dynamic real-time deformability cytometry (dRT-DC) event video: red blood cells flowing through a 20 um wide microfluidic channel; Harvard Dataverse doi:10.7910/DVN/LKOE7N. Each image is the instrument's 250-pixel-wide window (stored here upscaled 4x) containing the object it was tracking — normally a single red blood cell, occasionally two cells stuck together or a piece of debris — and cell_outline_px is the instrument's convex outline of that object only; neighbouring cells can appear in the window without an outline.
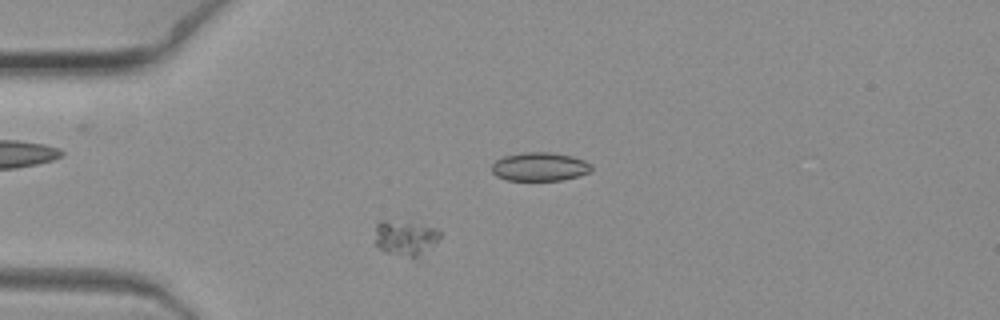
{"species": "common noctule bat (a hibernating species)", "species_latin": "Nyctalus noctula", "temperature_condition": "warm", "stored_images_in_passage": 6, "camera_frame_rate_fps": 3000, "um_per_image_px": 0.085, "animal": {"sex": "female", "body_mass_g": 19.3, "forearm_length_mm": 54.1}, "frame": {"image": 1, "passage_image": 2, "time_ms": 0.333, "image_size_px": [1000, 320], "cell_outline_px": [[440, 240], [432, 248], [416, 260], [412, 260], [384, 252], [376, 244], [376, 224], [380, 220], [412, 220], [440, 228]], "centroid_in_image_um": [34.54, 20.22], "position_along_channel_um": 50.5, "area_um2": 14.51}}
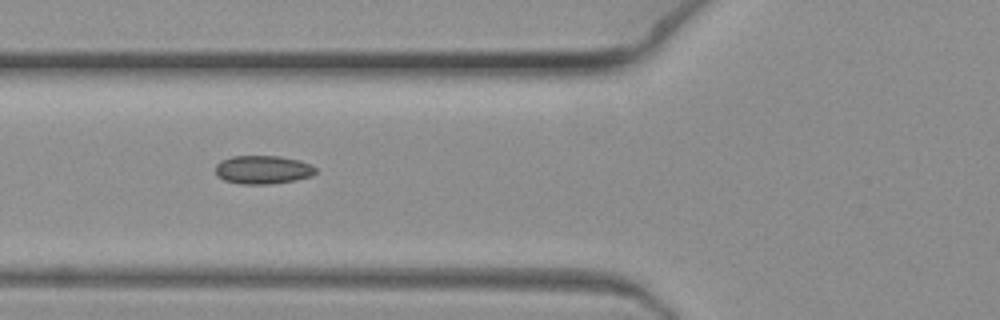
{"frame": {"image": 2, "passage_image": 5, "time_ms": 1.333, "image_size_px": [1000, 320], "cell_outline_px": [[316, 172], [312, 176], [296, 180], [268, 184], [240, 184], [224, 180], [216, 176], [216, 164], [220, 160], [232, 156], [280, 156], [300, 160], [312, 164], [316, 168]], "centroid_in_image_um": [22.35, 14.42], "position_along_channel_um": 103.5, "area_um2": 16.82}}
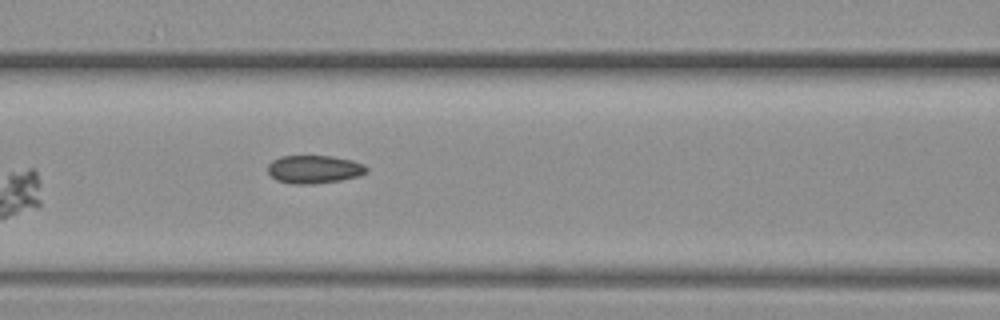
{"frame": {"image": 3, "passage_image": 6, "time_ms": 1.667, "image_size_px": [1000, 320], "cell_outline_px": [[368, 172], [360, 176], [340, 180], [312, 184], [292, 184], [276, 180], [268, 172], [268, 164], [272, 160], [280, 156], [332, 156], [352, 160], [364, 164], [368, 168]], "centroid_in_image_um": [26.72, 14.39], "position_along_channel_um": 139.9, "area_um2": 16.3}}